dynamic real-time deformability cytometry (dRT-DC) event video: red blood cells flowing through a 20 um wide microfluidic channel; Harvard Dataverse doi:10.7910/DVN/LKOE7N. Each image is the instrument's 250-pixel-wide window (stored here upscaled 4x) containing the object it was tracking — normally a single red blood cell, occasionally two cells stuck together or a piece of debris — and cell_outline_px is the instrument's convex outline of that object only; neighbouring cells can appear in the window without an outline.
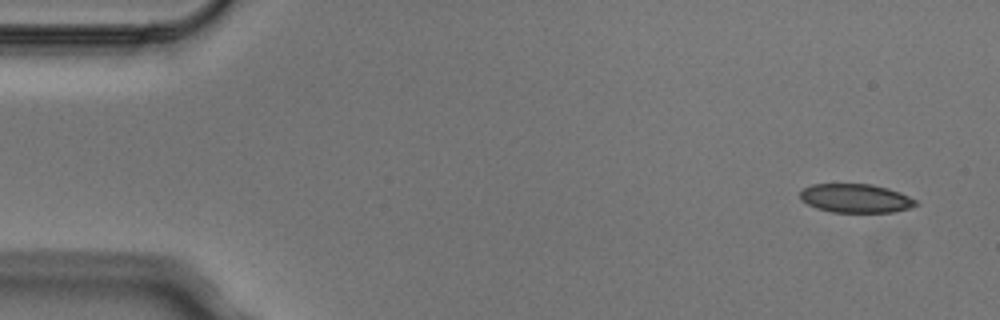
{"species": "Egyptian fruit bat (a non-hibernating species)", "species_latin": "Rousettus aegyptiacus", "temperature_condition": "cold", "stored_images_in_passage": 3, "camera_frame_rate_fps": 3000, "um_per_image_px": 0.085, "animal": {"sex": "male"}, "frame": {"image": 1, "passage_image": 1, "time_ms": 0.0, "image_size_px": [1000, 320], "cell_outline_px": [[920, 204], [912, 208], [896, 212], [832, 212], [816, 208], [800, 200], [800, 192], [804, 188], [812, 184], [872, 184], [888, 188], [900, 192], [916, 200]], "centroid_in_image_um": [72.77, 16.86], "position_along_channel_um": 12.2, "area_um2": 19.59}}
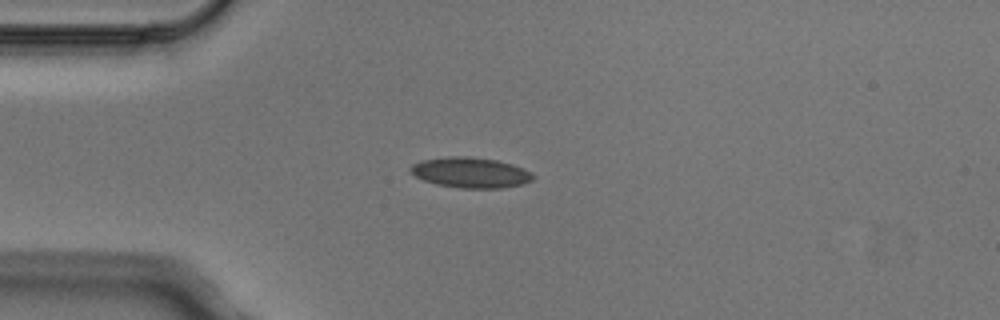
{"frame": {"image": 2, "passage_image": 3, "time_ms": 0.667, "image_size_px": [1000, 320], "cell_outline_px": [[536, 176], [532, 180], [520, 184], [500, 188], [460, 188], [436, 184], [424, 180], [408, 172], [408, 168], [412, 164], [420, 160], [448, 156], [468, 156], [496, 160], [512, 164], [524, 168], [532, 172]], "centroid_in_image_um": [39.97, 14.66], "position_along_channel_um": 45.0, "area_um2": 21.91}}